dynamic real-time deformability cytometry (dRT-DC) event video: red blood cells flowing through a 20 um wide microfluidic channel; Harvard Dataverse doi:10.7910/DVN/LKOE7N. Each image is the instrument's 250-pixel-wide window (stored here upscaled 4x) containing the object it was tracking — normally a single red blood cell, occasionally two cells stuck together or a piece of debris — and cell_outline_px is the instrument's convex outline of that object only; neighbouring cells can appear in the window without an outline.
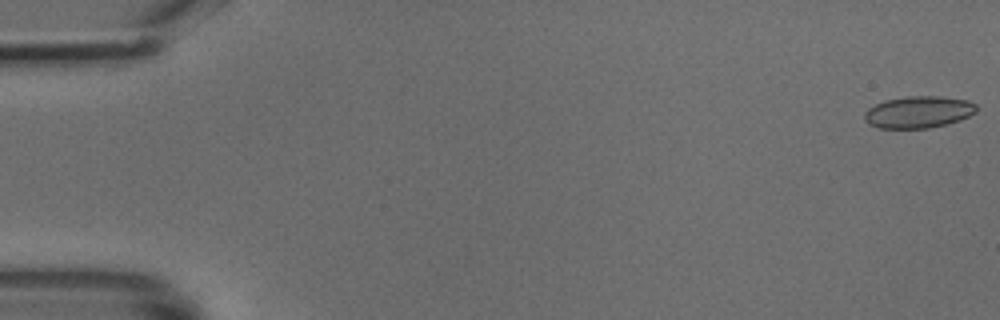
{"species": "common noctule bat (a hibernating species)", "species_latin": "Nyctalus noctula", "temperature_condition": "cold", "stored_images_in_passage": 15, "camera_frame_rate_fps": 3000, "um_per_image_px": 0.085, "animal": {"sex": "male", "body_mass_g": 18.8}, "frame": {"image": 1, "passage_image": 1, "time_ms": 0.0, "image_size_px": [1000, 320], "cell_outline_px": [[976, 112], [960, 120], [948, 124], [928, 128], [880, 128], [868, 124], [864, 120], [864, 112], [868, 108], [884, 100], [908, 96], [940, 96], [968, 100], [976, 104]], "centroid_in_image_um": [78.06, 9.52], "position_along_channel_um": 6.9, "area_um2": 20.92}}
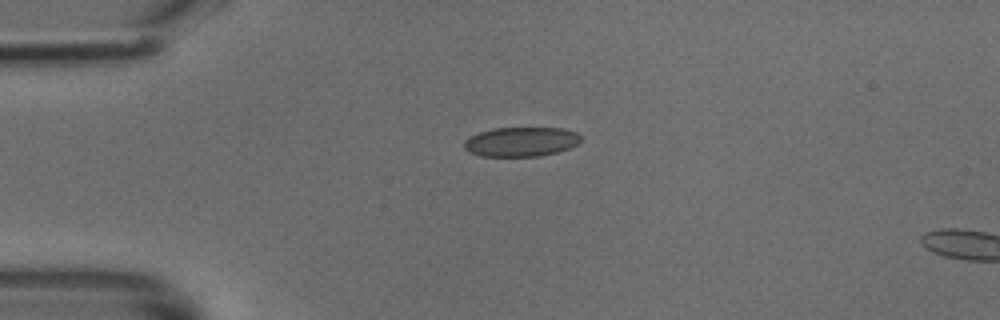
{"frame": {"image": 2, "passage_image": 12, "time_ms": 3.667, "image_size_px": [1000, 320], "cell_outline_px": [[580, 140], [572, 148], [540, 156], [480, 156], [464, 148], [464, 140], [480, 132], [492, 128], [564, 128], [576, 132], [580, 136]], "centroid_in_image_um": [44.31, 12.04], "position_along_channel_um": 40.7, "area_um2": 19.94}}